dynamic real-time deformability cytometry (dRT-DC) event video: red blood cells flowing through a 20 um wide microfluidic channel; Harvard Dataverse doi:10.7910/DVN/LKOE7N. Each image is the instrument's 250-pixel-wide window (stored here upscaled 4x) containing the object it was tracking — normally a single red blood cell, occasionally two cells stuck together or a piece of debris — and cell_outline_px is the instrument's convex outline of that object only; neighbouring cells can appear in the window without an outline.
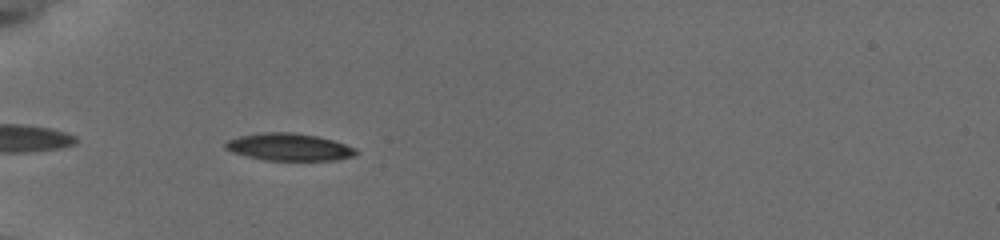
{"species": "common noctule bat (a hibernating species)", "species_latin": "Nyctalus noctula", "temperature_condition": "cold", "stored_images_in_passage": 35, "camera_frame_rate_fps": 3000, "um_per_image_px": 0.085, "animal": {"sex": "female", "body_mass_g": 19.5, "forearm_length_mm": 54.1}, "frame": {"image": 1, "passage_image": 3, "time_ms": 0.667, "image_size_px": [1000, 240], "cell_outline_px": [[360, 152], [352, 156], [336, 160], [264, 160], [232, 152], [224, 148], [224, 144], [228, 140], [240, 136], [264, 132], [292, 132], [316, 136], [332, 140], [356, 148]], "centroid_in_image_um": [24.57, 12.5], "position_along_channel_um": 60.4, "area_um2": 20.63}}
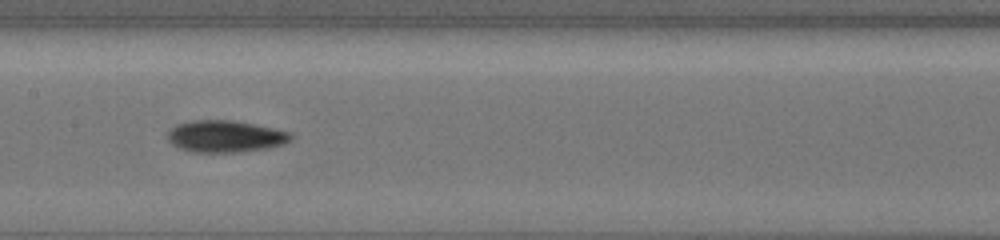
{"frame": {"image": 2, "passage_image": 14, "time_ms": 4.333, "image_size_px": [1000, 240], "cell_outline_px": [[292, 140], [284, 144], [268, 148], [240, 152], [192, 152], [180, 148], [172, 144], [168, 140], [168, 132], [176, 124], [192, 120], [232, 120], [256, 124], [292, 132]], "centroid_in_image_um": [19.18, 11.58], "position_along_channel_um": 188.2, "area_um2": 23.06}}
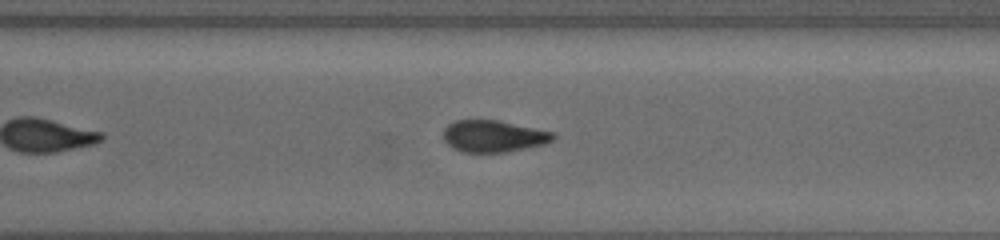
{"frame": {"image": 3, "passage_image": 25, "time_ms": 8.0, "image_size_px": [1000, 240], "cell_outline_px": [[556, 136], [552, 140], [544, 144], [504, 152], [464, 152], [452, 148], [444, 140], [444, 128], [448, 124], [456, 120], [500, 120], [556, 132]], "centroid_in_image_um": [41.96, 11.56], "position_along_channel_um": 328.6, "area_um2": 20.4}, "authors_computed_cell_mechanics": {"area_um2": 21.1548, "velocity_mm_per_s": 3.8518, "shape_relaxation_time_tau1_ms": 2.813, "shape_relaxation_time_tau2_ms": 10.096, "deformation_change_tau1": 0.1117, "deformation_change_tau2": 0.1684}}